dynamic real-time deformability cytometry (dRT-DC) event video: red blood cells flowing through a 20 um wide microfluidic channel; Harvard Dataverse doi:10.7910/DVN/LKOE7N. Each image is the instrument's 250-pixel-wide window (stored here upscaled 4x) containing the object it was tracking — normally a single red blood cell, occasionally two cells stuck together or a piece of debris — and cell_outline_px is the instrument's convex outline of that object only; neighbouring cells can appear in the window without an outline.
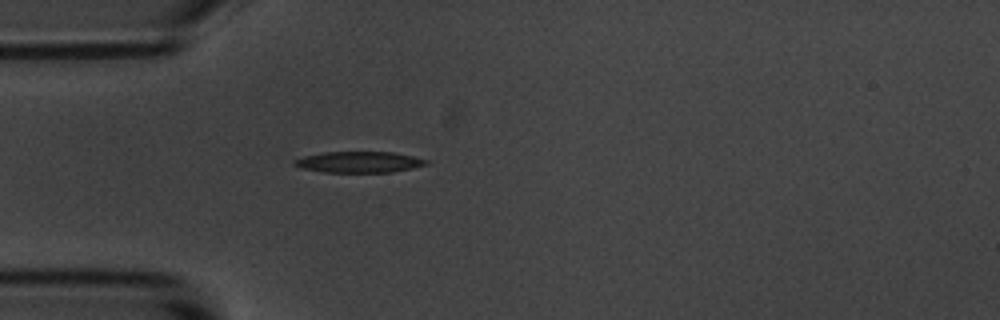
{"species": "common noctule bat (a hibernating species)", "species_latin": "Nyctalus noctula", "temperature_condition": "room temperature", "stored_images_in_passage": 1, "camera_frame_rate_fps": 3000, "um_per_image_px": 0.085, "animal": {"sex": "male", "body_mass_g": 20.1, "forearm_length_mm": 53.5}, "frame": {"image": 1, "passage_image": 1, "time_ms": 0.0, "image_size_px": [1000, 320], "cell_outline_px": [[428, 164], [412, 168], [392, 172], [324, 172], [304, 168], [292, 164], [292, 160], [304, 156], [324, 152], [392, 152], [412, 156], [428, 160]], "centroid_in_image_um": [30.51, 13.77], "position_along_channel_um": 54.5, "area_um2": 16.07}}